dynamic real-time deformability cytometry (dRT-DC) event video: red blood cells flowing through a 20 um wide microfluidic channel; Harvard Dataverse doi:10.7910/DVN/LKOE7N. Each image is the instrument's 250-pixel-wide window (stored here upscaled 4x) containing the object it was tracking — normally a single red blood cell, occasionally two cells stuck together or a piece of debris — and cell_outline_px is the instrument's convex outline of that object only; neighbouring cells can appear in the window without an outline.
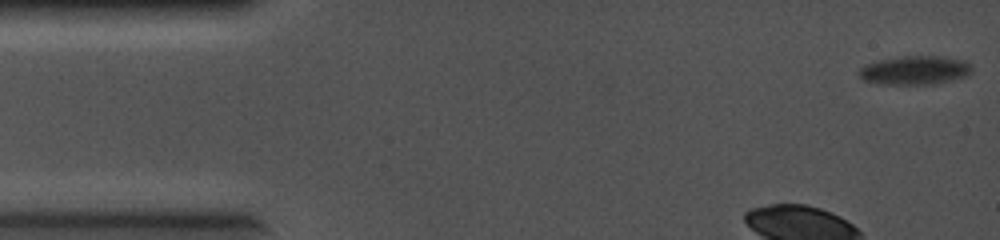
{"species": "common noctule bat (a hibernating species)", "species_latin": "Nyctalus noctula", "temperature_condition": "cold", "stored_images_in_passage": 14, "camera_frame_rate_fps": 5000, "um_per_image_px": 0.085, "animal": {"sex": "female", "body_mass_g": 19.0, "forearm_length_mm": 56.7}, "frame": {"image": 1, "passage_image": 1, "time_ms": 0.0, "image_size_px": [1000, 240], "cell_outline_px": [[972, 72], [968, 76], [932, 84], [880, 84], [864, 80], [856, 72], [864, 64], [880, 60], [900, 56], [940, 56], [964, 60], [972, 64]], "centroid_in_image_um": [77.77, 5.96], "position_along_channel_um": 7.2, "area_um2": 19.07}}